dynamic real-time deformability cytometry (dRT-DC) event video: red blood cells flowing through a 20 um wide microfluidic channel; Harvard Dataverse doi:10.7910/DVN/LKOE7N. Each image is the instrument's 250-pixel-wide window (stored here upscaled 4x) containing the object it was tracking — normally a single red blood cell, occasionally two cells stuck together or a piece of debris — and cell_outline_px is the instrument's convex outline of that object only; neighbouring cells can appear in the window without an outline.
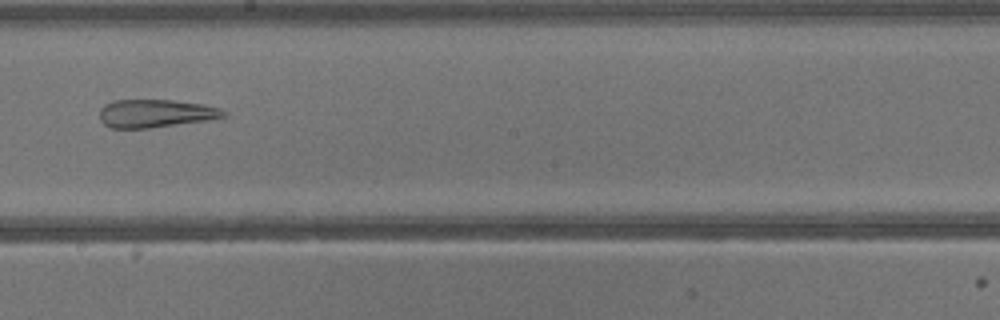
{"species": "common noctule bat (a hibernating species)", "species_latin": "Nyctalus noctula", "temperature_condition": "warm", "stored_images_in_passage": 40, "camera_frame_rate_fps": 3000, "um_per_image_px": 0.085, "animal": {"sex": "male", "body_mass_g": 13.3}, "frame": {"image": 1, "passage_image": 23, "time_ms": 7.333, "image_size_px": [1000, 320], "cell_outline_px": [[228, 116], [208, 120], [148, 128], [112, 128], [104, 124], [100, 120], [100, 108], [104, 104], [112, 100], [172, 100], [204, 104], [220, 108], [228, 112]], "centroid_in_image_um": [13.24, 9.63], "position_along_channel_um": 235.0, "area_um2": 20.4}}